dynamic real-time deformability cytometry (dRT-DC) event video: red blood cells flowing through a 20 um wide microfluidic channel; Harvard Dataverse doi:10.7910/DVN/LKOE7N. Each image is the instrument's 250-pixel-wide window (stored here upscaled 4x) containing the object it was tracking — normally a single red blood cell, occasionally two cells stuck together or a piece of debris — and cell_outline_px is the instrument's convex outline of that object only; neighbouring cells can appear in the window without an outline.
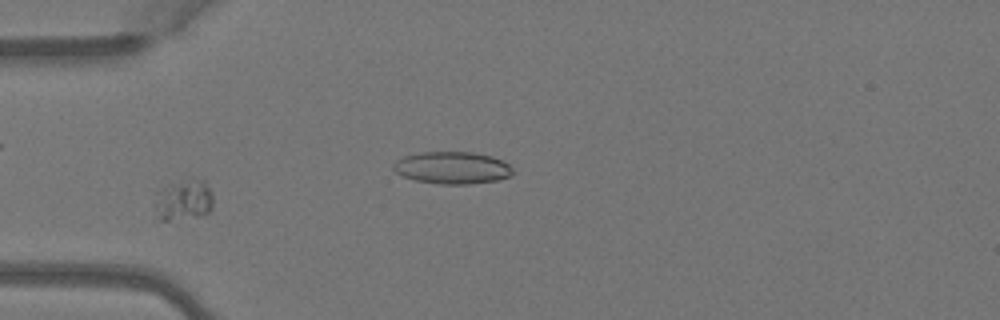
{"species": "Egyptian fruit bat (a non-hibernating species)", "species_latin": "Rousettus aegyptiacus", "temperature_condition": "warm", "stored_images_in_passage": 6, "camera_frame_rate_fps": 3000, "um_per_image_px": 0.085, "animal": {"sex": "female"}, "frame": {"image": 1, "passage_image": 4, "time_ms": 1.0, "image_size_px": [1000, 320], "cell_outline_px": [[212, 208], [204, 216], [168, 220], [156, 220], [152, 204], [156, 192], [168, 184], [188, 176], [192, 176], [204, 180], [212, 196]], "centroid_in_image_um": [15.53, 16.98], "position_along_channel_um": 69.5, "area_um2": 14.74}}